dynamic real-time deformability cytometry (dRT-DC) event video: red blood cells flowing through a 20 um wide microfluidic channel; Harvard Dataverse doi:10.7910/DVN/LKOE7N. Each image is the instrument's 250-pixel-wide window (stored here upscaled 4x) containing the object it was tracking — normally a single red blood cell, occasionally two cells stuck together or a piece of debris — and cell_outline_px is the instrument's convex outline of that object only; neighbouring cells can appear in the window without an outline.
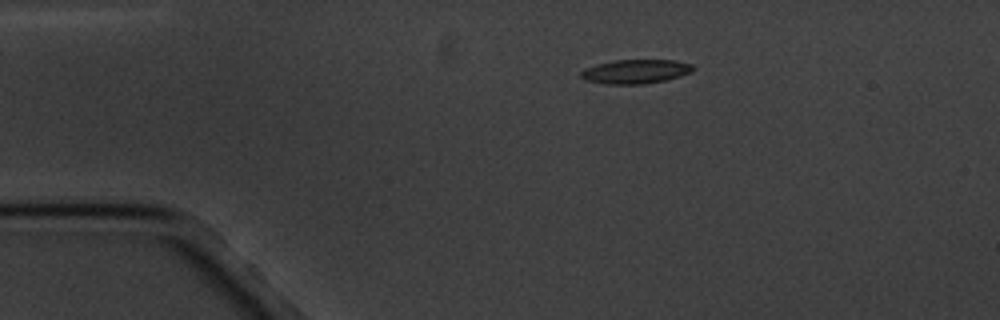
{"species": "common noctule bat (a hibernating species)", "species_latin": "Nyctalus noctula", "temperature_condition": "cold", "stored_images_in_passage": 3, "segment_of_instrument_passage": [1, 2], "camera_frame_rate_fps": 3000, "um_per_image_px": 0.085, "animal": {"sex": "male", "body_mass_g": 20.1, "forearm_length_mm": 53.5}, "frame": {"image": 1, "passage_image": 1, "time_ms": 0.0, "image_size_px": [1000, 320], "cell_outline_px": [[696, 68], [692, 72], [680, 76], [664, 80], [644, 84], [604, 84], [584, 80], [580, 76], [580, 72], [584, 68], [596, 64], [612, 60], [676, 60], [692, 64]], "centroid_in_image_um": [54.01, 6.07], "position_along_channel_um": 31.0, "area_um2": 15.95}}